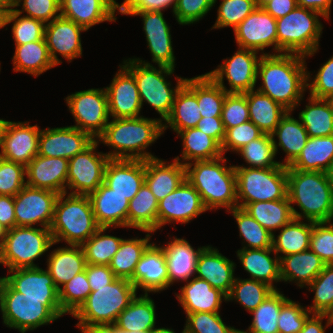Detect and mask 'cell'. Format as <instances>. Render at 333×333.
<instances>
[{"instance_id":"cell-70","label":"cell","mask_w":333,"mask_h":333,"mask_svg":"<svg viewBox=\"0 0 333 333\" xmlns=\"http://www.w3.org/2000/svg\"><path fill=\"white\" fill-rule=\"evenodd\" d=\"M0 224L6 230L16 227L13 196L0 195Z\"/></svg>"},{"instance_id":"cell-50","label":"cell","mask_w":333,"mask_h":333,"mask_svg":"<svg viewBox=\"0 0 333 333\" xmlns=\"http://www.w3.org/2000/svg\"><path fill=\"white\" fill-rule=\"evenodd\" d=\"M282 292L274 290L256 309L250 312V333H278V316L281 306L288 300Z\"/></svg>"},{"instance_id":"cell-9","label":"cell","mask_w":333,"mask_h":333,"mask_svg":"<svg viewBox=\"0 0 333 333\" xmlns=\"http://www.w3.org/2000/svg\"><path fill=\"white\" fill-rule=\"evenodd\" d=\"M316 11L297 6L276 20L277 54L296 53L305 58L314 56L319 49L323 24Z\"/></svg>"},{"instance_id":"cell-6","label":"cell","mask_w":333,"mask_h":333,"mask_svg":"<svg viewBox=\"0 0 333 333\" xmlns=\"http://www.w3.org/2000/svg\"><path fill=\"white\" fill-rule=\"evenodd\" d=\"M99 228L87 195H59L50 227L55 244L64 241L67 245H82Z\"/></svg>"},{"instance_id":"cell-58","label":"cell","mask_w":333,"mask_h":333,"mask_svg":"<svg viewBox=\"0 0 333 333\" xmlns=\"http://www.w3.org/2000/svg\"><path fill=\"white\" fill-rule=\"evenodd\" d=\"M219 313H185L184 333H233L236 328L226 325Z\"/></svg>"},{"instance_id":"cell-11","label":"cell","mask_w":333,"mask_h":333,"mask_svg":"<svg viewBox=\"0 0 333 333\" xmlns=\"http://www.w3.org/2000/svg\"><path fill=\"white\" fill-rule=\"evenodd\" d=\"M55 243L50 228L16 226L6 231L1 245L2 263L9 270L38 267L35 260Z\"/></svg>"},{"instance_id":"cell-51","label":"cell","mask_w":333,"mask_h":333,"mask_svg":"<svg viewBox=\"0 0 333 333\" xmlns=\"http://www.w3.org/2000/svg\"><path fill=\"white\" fill-rule=\"evenodd\" d=\"M110 227H100L81 247L86 264L109 265L123 238L104 234Z\"/></svg>"},{"instance_id":"cell-29","label":"cell","mask_w":333,"mask_h":333,"mask_svg":"<svg viewBox=\"0 0 333 333\" xmlns=\"http://www.w3.org/2000/svg\"><path fill=\"white\" fill-rule=\"evenodd\" d=\"M176 299L185 313L220 312L222 302L227 296L219 289L213 288L206 280L193 277L180 287V293H175Z\"/></svg>"},{"instance_id":"cell-75","label":"cell","mask_w":333,"mask_h":333,"mask_svg":"<svg viewBox=\"0 0 333 333\" xmlns=\"http://www.w3.org/2000/svg\"><path fill=\"white\" fill-rule=\"evenodd\" d=\"M15 0H0V14L4 15L14 9Z\"/></svg>"},{"instance_id":"cell-21","label":"cell","mask_w":333,"mask_h":333,"mask_svg":"<svg viewBox=\"0 0 333 333\" xmlns=\"http://www.w3.org/2000/svg\"><path fill=\"white\" fill-rule=\"evenodd\" d=\"M105 87L111 118L141 117L142 103L134 75L122 64Z\"/></svg>"},{"instance_id":"cell-64","label":"cell","mask_w":333,"mask_h":333,"mask_svg":"<svg viewBox=\"0 0 333 333\" xmlns=\"http://www.w3.org/2000/svg\"><path fill=\"white\" fill-rule=\"evenodd\" d=\"M263 134L264 133L250 120L235 127L228 128L221 144L222 153L225 156V153L229 150L231 152H237L244 145L261 137Z\"/></svg>"},{"instance_id":"cell-10","label":"cell","mask_w":333,"mask_h":333,"mask_svg":"<svg viewBox=\"0 0 333 333\" xmlns=\"http://www.w3.org/2000/svg\"><path fill=\"white\" fill-rule=\"evenodd\" d=\"M238 207L287 198V167H235Z\"/></svg>"},{"instance_id":"cell-53","label":"cell","mask_w":333,"mask_h":333,"mask_svg":"<svg viewBox=\"0 0 333 333\" xmlns=\"http://www.w3.org/2000/svg\"><path fill=\"white\" fill-rule=\"evenodd\" d=\"M247 163L246 165H234V167H251V168H272L282 164L275 161V149L271 135L263 134L261 137L250 141L240 148L236 154Z\"/></svg>"},{"instance_id":"cell-19","label":"cell","mask_w":333,"mask_h":333,"mask_svg":"<svg viewBox=\"0 0 333 333\" xmlns=\"http://www.w3.org/2000/svg\"><path fill=\"white\" fill-rule=\"evenodd\" d=\"M84 31L87 30L61 15L45 24L44 39L56 66L62 63L57 54L69 63L82 56L81 33Z\"/></svg>"},{"instance_id":"cell-41","label":"cell","mask_w":333,"mask_h":333,"mask_svg":"<svg viewBox=\"0 0 333 333\" xmlns=\"http://www.w3.org/2000/svg\"><path fill=\"white\" fill-rule=\"evenodd\" d=\"M313 222L293 218L272 237V248L279 259L309 249ZM277 236V237H276ZM281 254V255H279ZM283 254V255H282Z\"/></svg>"},{"instance_id":"cell-56","label":"cell","mask_w":333,"mask_h":333,"mask_svg":"<svg viewBox=\"0 0 333 333\" xmlns=\"http://www.w3.org/2000/svg\"><path fill=\"white\" fill-rule=\"evenodd\" d=\"M306 288L314 292L313 304L306 308L312 314H325L333 305V264H326Z\"/></svg>"},{"instance_id":"cell-12","label":"cell","mask_w":333,"mask_h":333,"mask_svg":"<svg viewBox=\"0 0 333 333\" xmlns=\"http://www.w3.org/2000/svg\"><path fill=\"white\" fill-rule=\"evenodd\" d=\"M64 99L75 119L76 124L71 126L88 133L96 140L110 120L105 87L77 91Z\"/></svg>"},{"instance_id":"cell-3","label":"cell","mask_w":333,"mask_h":333,"mask_svg":"<svg viewBox=\"0 0 333 333\" xmlns=\"http://www.w3.org/2000/svg\"><path fill=\"white\" fill-rule=\"evenodd\" d=\"M287 197L294 218L311 222L333 220V188L327 172L287 169Z\"/></svg>"},{"instance_id":"cell-31","label":"cell","mask_w":333,"mask_h":333,"mask_svg":"<svg viewBox=\"0 0 333 333\" xmlns=\"http://www.w3.org/2000/svg\"><path fill=\"white\" fill-rule=\"evenodd\" d=\"M185 179V165L175 159L171 163L158 157L145 160V183L158 201L173 192Z\"/></svg>"},{"instance_id":"cell-25","label":"cell","mask_w":333,"mask_h":333,"mask_svg":"<svg viewBox=\"0 0 333 333\" xmlns=\"http://www.w3.org/2000/svg\"><path fill=\"white\" fill-rule=\"evenodd\" d=\"M145 182V160L109 159L103 183L129 201Z\"/></svg>"},{"instance_id":"cell-52","label":"cell","mask_w":333,"mask_h":333,"mask_svg":"<svg viewBox=\"0 0 333 333\" xmlns=\"http://www.w3.org/2000/svg\"><path fill=\"white\" fill-rule=\"evenodd\" d=\"M274 289L260 281L253 279L235 278L227 302L235 300L249 313L256 309Z\"/></svg>"},{"instance_id":"cell-2","label":"cell","mask_w":333,"mask_h":333,"mask_svg":"<svg viewBox=\"0 0 333 333\" xmlns=\"http://www.w3.org/2000/svg\"><path fill=\"white\" fill-rule=\"evenodd\" d=\"M163 134V122L158 118H113L96 140L112 148L106 152L110 159L148 160L156 156L147 147Z\"/></svg>"},{"instance_id":"cell-4","label":"cell","mask_w":333,"mask_h":333,"mask_svg":"<svg viewBox=\"0 0 333 333\" xmlns=\"http://www.w3.org/2000/svg\"><path fill=\"white\" fill-rule=\"evenodd\" d=\"M225 156L194 161L187 165L186 180L197 190L207 210L238 207L234 165L227 166Z\"/></svg>"},{"instance_id":"cell-66","label":"cell","mask_w":333,"mask_h":333,"mask_svg":"<svg viewBox=\"0 0 333 333\" xmlns=\"http://www.w3.org/2000/svg\"><path fill=\"white\" fill-rule=\"evenodd\" d=\"M307 71V91L315 98L329 99L333 96V55L330 57L313 76ZM310 82V83H309Z\"/></svg>"},{"instance_id":"cell-63","label":"cell","mask_w":333,"mask_h":333,"mask_svg":"<svg viewBox=\"0 0 333 333\" xmlns=\"http://www.w3.org/2000/svg\"><path fill=\"white\" fill-rule=\"evenodd\" d=\"M21 5L22 9H17ZM14 10L20 14L25 12V16L42 21L44 24L61 15L60 0H15Z\"/></svg>"},{"instance_id":"cell-27","label":"cell","mask_w":333,"mask_h":333,"mask_svg":"<svg viewBox=\"0 0 333 333\" xmlns=\"http://www.w3.org/2000/svg\"><path fill=\"white\" fill-rule=\"evenodd\" d=\"M118 4L116 0H60V14L88 31L103 22H116Z\"/></svg>"},{"instance_id":"cell-28","label":"cell","mask_w":333,"mask_h":333,"mask_svg":"<svg viewBox=\"0 0 333 333\" xmlns=\"http://www.w3.org/2000/svg\"><path fill=\"white\" fill-rule=\"evenodd\" d=\"M100 227H126L129 200L102 183L88 195Z\"/></svg>"},{"instance_id":"cell-18","label":"cell","mask_w":333,"mask_h":333,"mask_svg":"<svg viewBox=\"0 0 333 333\" xmlns=\"http://www.w3.org/2000/svg\"><path fill=\"white\" fill-rule=\"evenodd\" d=\"M39 126L27 122L6 121L1 142L0 157L24 165L38 155Z\"/></svg>"},{"instance_id":"cell-57","label":"cell","mask_w":333,"mask_h":333,"mask_svg":"<svg viewBox=\"0 0 333 333\" xmlns=\"http://www.w3.org/2000/svg\"><path fill=\"white\" fill-rule=\"evenodd\" d=\"M257 8L255 0H221L217 10V19L211 29L237 27Z\"/></svg>"},{"instance_id":"cell-24","label":"cell","mask_w":333,"mask_h":333,"mask_svg":"<svg viewBox=\"0 0 333 333\" xmlns=\"http://www.w3.org/2000/svg\"><path fill=\"white\" fill-rule=\"evenodd\" d=\"M68 167V159L37 155L25 167L26 185L66 193Z\"/></svg>"},{"instance_id":"cell-59","label":"cell","mask_w":333,"mask_h":333,"mask_svg":"<svg viewBox=\"0 0 333 333\" xmlns=\"http://www.w3.org/2000/svg\"><path fill=\"white\" fill-rule=\"evenodd\" d=\"M311 314L306 306L289 298L280 309L278 333H299Z\"/></svg>"},{"instance_id":"cell-34","label":"cell","mask_w":333,"mask_h":333,"mask_svg":"<svg viewBox=\"0 0 333 333\" xmlns=\"http://www.w3.org/2000/svg\"><path fill=\"white\" fill-rule=\"evenodd\" d=\"M325 262L310 249L280 259L281 282H294L306 288L324 269Z\"/></svg>"},{"instance_id":"cell-5","label":"cell","mask_w":333,"mask_h":333,"mask_svg":"<svg viewBox=\"0 0 333 333\" xmlns=\"http://www.w3.org/2000/svg\"><path fill=\"white\" fill-rule=\"evenodd\" d=\"M0 311L3 324L20 333L48 325L65 314L59 299L26 298L15 291L5 277H0Z\"/></svg>"},{"instance_id":"cell-36","label":"cell","mask_w":333,"mask_h":333,"mask_svg":"<svg viewBox=\"0 0 333 333\" xmlns=\"http://www.w3.org/2000/svg\"><path fill=\"white\" fill-rule=\"evenodd\" d=\"M47 271L57 289L85 270L86 259L81 245H68L54 249L46 261Z\"/></svg>"},{"instance_id":"cell-67","label":"cell","mask_w":333,"mask_h":333,"mask_svg":"<svg viewBox=\"0 0 333 333\" xmlns=\"http://www.w3.org/2000/svg\"><path fill=\"white\" fill-rule=\"evenodd\" d=\"M177 0H124L118 4L117 12L165 11L172 6V12Z\"/></svg>"},{"instance_id":"cell-54","label":"cell","mask_w":333,"mask_h":333,"mask_svg":"<svg viewBox=\"0 0 333 333\" xmlns=\"http://www.w3.org/2000/svg\"><path fill=\"white\" fill-rule=\"evenodd\" d=\"M11 23H13L11 31L15 45H23L44 38L45 24L42 21L21 16L20 13L12 9L7 14L2 15V28Z\"/></svg>"},{"instance_id":"cell-20","label":"cell","mask_w":333,"mask_h":333,"mask_svg":"<svg viewBox=\"0 0 333 333\" xmlns=\"http://www.w3.org/2000/svg\"><path fill=\"white\" fill-rule=\"evenodd\" d=\"M118 13L142 17L143 30L146 36L147 48L152 56V62L158 66L175 69L176 58L172 47L171 28L163 17V11Z\"/></svg>"},{"instance_id":"cell-33","label":"cell","mask_w":333,"mask_h":333,"mask_svg":"<svg viewBox=\"0 0 333 333\" xmlns=\"http://www.w3.org/2000/svg\"><path fill=\"white\" fill-rule=\"evenodd\" d=\"M274 253V257L271 255ZM237 257L250 279L263 282L274 290H279L273 283L281 282L280 259L273 248L238 249ZM272 256V257H271Z\"/></svg>"},{"instance_id":"cell-80","label":"cell","mask_w":333,"mask_h":333,"mask_svg":"<svg viewBox=\"0 0 333 333\" xmlns=\"http://www.w3.org/2000/svg\"><path fill=\"white\" fill-rule=\"evenodd\" d=\"M328 177H329V181H330V185L333 188V162L331 164L330 169L327 171Z\"/></svg>"},{"instance_id":"cell-35","label":"cell","mask_w":333,"mask_h":333,"mask_svg":"<svg viewBox=\"0 0 333 333\" xmlns=\"http://www.w3.org/2000/svg\"><path fill=\"white\" fill-rule=\"evenodd\" d=\"M275 154L278 153V147L286 153L283 166H290L300 155L305 147L309 135L300 119L292 116V111H288L280 120V123L271 134ZM275 137H277L278 142Z\"/></svg>"},{"instance_id":"cell-22","label":"cell","mask_w":333,"mask_h":333,"mask_svg":"<svg viewBox=\"0 0 333 333\" xmlns=\"http://www.w3.org/2000/svg\"><path fill=\"white\" fill-rule=\"evenodd\" d=\"M94 139L74 126L45 128L39 135L38 155L71 159L87 148Z\"/></svg>"},{"instance_id":"cell-78","label":"cell","mask_w":333,"mask_h":333,"mask_svg":"<svg viewBox=\"0 0 333 333\" xmlns=\"http://www.w3.org/2000/svg\"><path fill=\"white\" fill-rule=\"evenodd\" d=\"M6 121L5 119H0V148H1V142H2V134H3V130H4V127H5V124H6Z\"/></svg>"},{"instance_id":"cell-26","label":"cell","mask_w":333,"mask_h":333,"mask_svg":"<svg viewBox=\"0 0 333 333\" xmlns=\"http://www.w3.org/2000/svg\"><path fill=\"white\" fill-rule=\"evenodd\" d=\"M236 264L219 253L211 245L205 246L198 255L195 277L206 280L213 288L219 289L226 296L235 281Z\"/></svg>"},{"instance_id":"cell-45","label":"cell","mask_w":333,"mask_h":333,"mask_svg":"<svg viewBox=\"0 0 333 333\" xmlns=\"http://www.w3.org/2000/svg\"><path fill=\"white\" fill-rule=\"evenodd\" d=\"M201 118L197 97L184 84L176 94L169 116L163 122V131L170 127L177 134L195 128Z\"/></svg>"},{"instance_id":"cell-7","label":"cell","mask_w":333,"mask_h":333,"mask_svg":"<svg viewBox=\"0 0 333 333\" xmlns=\"http://www.w3.org/2000/svg\"><path fill=\"white\" fill-rule=\"evenodd\" d=\"M122 63L134 75L142 108L143 102L148 103L159 113L161 122L165 121L171 112L177 92L187 78L177 76V83L173 87L167 78L174 74L175 69L165 66L157 68L150 62L135 57L125 59Z\"/></svg>"},{"instance_id":"cell-77","label":"cell","mask_w":333,"mask_h":333,"mask_svg":"<svg viewBox=\"0 0 333 333\" xmlns=\"http://www.w3.org/2000/svg\"><path fill=\"white\" fill-rule=\"evenodd\" d=\"M324 315L327 318L326 321L329 322L330 326L333 325V305L328 309V311Z\"/></svg>"},{"instance_id":"cell-79","label":"cell","mask_w":333,"mask_h":333,"mask_svg":"<svg viewBox=\"0 0 333 333\" xmlns=\"http://www.w3.org/2000/svg\"><path fill=\"white\" fill-rule=\"evenodd\" d=\"M6 229L0 224V246L2 245L4 238L6 236Z\"/></svg>"},{"instance_id":"cell-47","label":"cell","mask_w":333,"mask_h":333,"mask_svg":"<svg viewBox=\"0 0 333 333\" xmlns=\"http://www.w3.org/2000/svg\"><path fill=\"white\" fill-rule=\"evenodd\" d=\"M145 238L123 239L118 251L112 258L109 268L117 278L130 280L133 277L135 267L147 248L153 243L150 241L154 232L143 231ZM151 242V243H150Z\"/></svg>"},{"instance_id":"cell-17","label":"cell","mask_w":333,"mask_h":333,"mask_svg":"<svg viewBox=\"0 0 333 333\" xmlns=\"http://www.w3.org/2000/svg\"><path fill=\"white\" fill-rule=\"evenodd\" d=\"M208 211L197 190L185 179L173 192L158 202L157 230L167 223L186 224Z\"/></svg>"},{"instance_id":"cell-38","label":"cell","mask_w":333,"mask_h":333,"mask_svg":"<svg viewBox=\"0 0 333 333\" xmlns=\"http://www.w3.org/2000/svg\"><path fill=\"white\" fill-rule=\"evenodd\" d=\"M156 306L149 294H141L119 314L115 324L126 332H151L156 326Z\"/></svg>"},{"instance_id":"cell-48","label":"cell","mask_w":333,"mask_h":333,"mask_svg":"<svg viewBox=\"0 0 333 333\" xmlns=\"http://www.w3.org/2000/svg\"><path fill=\"white\" fill-rule=\"evenodd\" d=\"M243 209L272 234L294 218L288 197L281 200L248 203Z\"/></svg>"},{"instance_id":"cell-1","label":"cell","mask_w":333,"mask_h":333,"mask_svg":"<svg viewBox=\"0 0 333 333\" xmlns=\"http://www.w3.org/2000/svg\"><path fill=\"white\" fill-rule=\"evenodd\" d=\"M304 55L281 53L261 55L257 66V91L269 96L288 111H294L307 90V65Z\"/></svg>"},{"instance_id":"cell-13","label":"cell","mask_w":333,"mask_h":333,"mask_svg":"<svg viewBox=\"0 0 333 333\" xmlns=\"http://www.w3.org/2000/svg\"><path fill=\"white\" fill-rule=\"evenodd\" d=\"M99 144L94 140L82 152L68 160L66 193L88 196L103 183L110 158L106 153L97 151Z\"/></svg>"},{"instance_id":"cell-65","label":"cell","mask_w":333,"mask_h":333,"mask_svg":"<svg viewBox=\"0 0 333 333\" xmlns=\"http://www.w3.org/2000/svg\"><path fill=\"white\" fill-rule=\"evenodd\" d=\"M217 0H177L173 16L180 25L199 22L216 4Z\"/></svg>"},{"instance_id":"cell-74","label":"cell","mask_w":333,"mask_h":333,"mask_svg":"<svg viewBox=\"0 0 333 333\" xmlns=\"http://www.w3.org/2000/svg\"><path fill=\"white\" fill-rule=\"evenodd\" d=\"M81 333H126V331L120 330L115 323H104L85 327Z\"/></svg>"},{"instance_id":"cell-68","label":"cell","mask_w":333,"mask_h":333,"mask_svg":"<svg viewBox=\"0 0 333 333\" xmlns=\"http://www.w3.org/2000/svg\"><path fill=\"white\" fill-rule=\"evenodd\" d=\"M85 270L91 288L104 287L117 278L109 268V265L86 264Z\"/></svg>"},{"instance_id":"cell-42","label":"cell","mask_w":333,"mask_h":333,"mask_svg":"<svg viewBox=\"0 0 333 333\" xmlns=\"http://www.w3.org/2000/svg\"><path fill=\"white\" fill-rule=\"evenodd\" d=\"M185 85L196 95L202 117H221L227 92L207 73L187 78Z\"/></svg>"},{"instance_id":"cell-49","label":"cell","mask_w":333,"mask_h":333,"mask_svg":"<svg viewBox=\"0 0 333 333\" xmlns=\"http://www.w3.org/2000/svg\"><path fill=\"white\" fill-rule=\"evenodd\" d=\"M234 216L239 229V236L243 239L241 249L272 248L273 234L261 226L246 210L240 207L228 210Z\"/></svg>"},{"instance_id":"cell-37","label":"cell","mask_w":333,"mask_h":333,"mask_svg":"<svg viewBox=\"0 0 333 333\" xmlns=\"http://www.w3.org/2000/svg\"><path fill=\"white\" fill-rule=\"evenodd\" d=\"M177 134L181 137L183 150L181 156L174 159L184 165L223 156L221 145L196 127L179 131Z\"/></svg>"},{"instance_id":"cell-23","label":"cell","mask_w":333,"mask_h":333,"mask_svg":"<svg viewBox=\"0 0 333 333\" xmlns=\"http://www.w3.org/2000/svg\"><path fill=\"white\" fill-rule=\"evenodd\" d=\"M136 291L143 289L144 294L160 293L169 288L166 257L161 246L152 243L137 263L130 279Z\"/></svg>"},{"instance_id":"cell-55","label":"cell","mask_w":333,"mask_h":333,"mask_svg":"<svg viewBox=\"0 0 333 333\" xmlns=\"http://www.w3.org/2000/svg\"><path fill=\"white\" fill-rule=\"evenodd\" d=\"M90 293L91 287L84 270L58 289L61 310L72 316L87 300Z\"/></svg>"},{"instance_id":"cell-62","label":"cell","mask_w":333,"mask_h":333,"mask_svg":"<svg viewBox=\"0 0 333 333\" xmlns=\"http://www.w3.org/2000/svg\"><path fill=\"white\" fill-rule=\"evenodd\" d=\"M221 119L225 130L250 120L247 98L244 93H227Z\"/></svg>"},{"instance_id":"cell-61","label":"cell","mask_w":333,"mask_h":333,"mask_svg":"<svg viewBox=\"0 0 333 333\" xmlns=\"http://www.w3.org/2000/svg\"><path fill=\"white\" fill-rule=\"evenodd\" d=\"M309 249L316 253L325 264H333V223L313 222Z\"/></svg>"},{"instance_id":"cell-72","label":"cell","mask_w":333,"mask_h":333,"mask_svg":"<svg viewBox=\"0 0 333 333\" xmlns=\"http://www.w3.org/2000/svg\"><path fill=\"white\" fill-rule=\"evenodd\" d=\"M333 0H297V5L306 9L316 11L324 16V19H330V11Z\"/></svg>"},{"instance_id":"cell-15","label":"cell","mask_w":333,"mask_h":333,"mask_svg":"<svg viewBox=\"0 0 333 333\" xmlns=\"http://www.w3.org/2000/svg\"><path fill=\"white\" fill-rule=\"evenodd\" d=\"M58 197L59 194L51 190L25 185L14 196L16 226L50 228Z\"/></svg>"},{"instance_id":"cell-44","label":"cell","mask_w":333,"mask_h":333,"mask_svg":"<svg viewBox=\"0 0 333 333\" xmlns=\"http://www.w3.org/2000/svg\"><path fill=\"white\" fill-rule=\"evenodd\" d=\"M12 61L13 71L25 72L35 77L56 66L50 58L44 38L23 45H15Z\"/></svg>"},{"instance_id":"cell-30","label":"cell","mask_w":333,"mask_h":333,"mask_svg":"<svg viewBox=\"0 0 333 333\" xmlns=\"http://www.w3.org/2000/svg\"><path fill=\"white\" fill-rule=\"evenodd\" d=\"M5 281L17 292L32 299H59L58 289L47 270L38 267L9 270Z\"/></svg>"},{"instance_id":"cell-32","label":"cell","mask_w":333,"mask_h":333,"mask_svg":"<svg viewBox=\"0 0 333 333\" xmlns=\"http://www.w3.org/2000/svg\"><path fill=\"white\" fill-rule=\"evenodd\" d=\"M166 244L162 245L169 276V287L175 282L188 281L196 275V262L199 253L205 247L195 250L189 241L182 238L172 237Z\"/></svg>"},{"instance_id":"cell-46","label":"cell","mask_w":333,"mask_h":333,"mask_svg":"<svg viewBox=\"0 0 333 333\" xmlns=\"http://www.w3.org/2000/svg\"><path fill=\"white\" fill-rule=\"evenodd\" d=\"M308 104L300 111L298 118L309 137L333 135V105L330 99L309 95Z\"/></svg>"},{"instance_id":"cell-69","label":"cell","mask_w":333,"mask_h":333,"mask_svg":"<svg viewBox=\"0 0 333 333\" xmlns=\"http://www.w3.org/2000/svg\"><path fill=\"white\" fill-rule=\"evenodd\" d=\"M196 128L222 144L226 130L221 117H202Z\"/></svg>"},{"instance_id":"cell-76","label":"cell","mask_w":333,"mask_h":333,"mask_svg":"<svg viewBox=\"0 0 333 333\" xmlns=\"http://www.w3.org/2000/svg\"><path fill=\"white\" fill-rule=\"evenodd\" d=\"M150 333H176L172 328H165V327H155ZM181 333H184L182 331Z\"/></svg>"},{"instance_id":"cell-40","label":"cell","mask_w":333,"mask_h":333,"mask_svg":"<svg viewBox=\"0 0 333 333\" xmlns=\"http://www.w3.org/2000/svg\"><path fill=\"white\" fill-rule=\"evenodd\" d=\"M333 162V135L309 137L297 159L287 169L327 172Z\"/></svg>"},{"instance_id":"cell-71","label":"cell","mask_w":333,"mask_h":333,"mask_svg":"<svg viewBox=\"0 0 333 333\" xmlns=\"http://www.w3.org/2000/svg\"><path fill=\"white\" fill-rule=\"evenodd\" d=\"M297 6V0H271L262 8L277 20L287 15Z\"/></svg>"},{"instance_id":"cell-8","label":"cell","mask_w":333,"mask_h":333,"mask_svg":"<svg viewBox=\"0 0 333 333\" xmlns=\"http://www.w3.org/2000/svg\"><path fill=\"white\" fill-rule=\"evenodd\" d=\"M137 292L131 281L123 278L101 288H91L87 300L72 315L78 320L77 328L82 331L94 324L115 323Z\"/></svg>"},{"instance_id":"cell-73","label":"cell","mask_w":333,"mask_h":333,"mask_svg":"<svg viewBox=\"0 0 333 333\" xmlns=\"http://www.w3.org/2000/svg\"><path fill=\"white\" fill-rule=\"evenodd\" d=\"M324 319H326L324 314H311L299 333H326V328L330 327V324L327 321L325 322L326 325L323 326Z\"/></svg>"},{"instance_id":"cell-43","label":"cell","mask_w":333,"mask_h":333,"mask_svg":"<svg viewBox=\"0 0 333 333\" xmlns=\"http://www.w3.org/2000/svg\"><path fill=\"white\" fill-rule=\"evenodd\" d=\"M158 200L147 184L129 201L127 227L141 231H157Z\"/></svg>"},{"instance_id":"cell-60","label":"cell","mask_w":333,"mask_h":333,"mask_svg":"<svg viewBox=\"0 0 333 333\" xmlns=\"http://www.w3.org/2000/svg\"><path fill=\"white\" fill-rule=\"evenodd\" d=\"M25 166L0 157V195L15 196L26 185Z\"/></svg>"},{"instance_id":"cell-14","label":"cell","mask_w":333,"mask_h":333,"mask_svg":"<svg viewBox=\"0 0 333 333\" xmlns=\"http://www.w3.org/2000/svg\"><path fill=\"white\" fill-rule=\"evenodd\" d=\"M231 58L223 59V63L207 74L227 93H245L255 90L257 81V66L260 59L258 52L237 48ZM229 83V89L224 80Z\"/></svg>"},{"instance_id":"cell-39","label":"cell","mask_w":333,"mask_h":333,"mask_svg":"<svg viewBox=\"0 0 333 333\" xmlns=\"http://www.w3.org/2000/svg\"><path fill=\"white\" fill-rule=\"evenodd\" d=\"M244 94L247 98L250 121L264 134L271 135L288 110L256 89Z\"/></svg>"},{"instance_id":"cell-16","label":"cell","mask_w":333,"mask_h":333,"mask_svg":"<svg viewBox=\"0 0 333 333\" xmlns=\"http://www.w3.org/2000/svg\"><path fill=\"white\" fill-rule=\"evenodd\" d=\"M239 48L261 52V55L277 54L276 19L263 8H256L233 29ZM273 47L274 52H264Z\"/></svg>"}]
</instances>
